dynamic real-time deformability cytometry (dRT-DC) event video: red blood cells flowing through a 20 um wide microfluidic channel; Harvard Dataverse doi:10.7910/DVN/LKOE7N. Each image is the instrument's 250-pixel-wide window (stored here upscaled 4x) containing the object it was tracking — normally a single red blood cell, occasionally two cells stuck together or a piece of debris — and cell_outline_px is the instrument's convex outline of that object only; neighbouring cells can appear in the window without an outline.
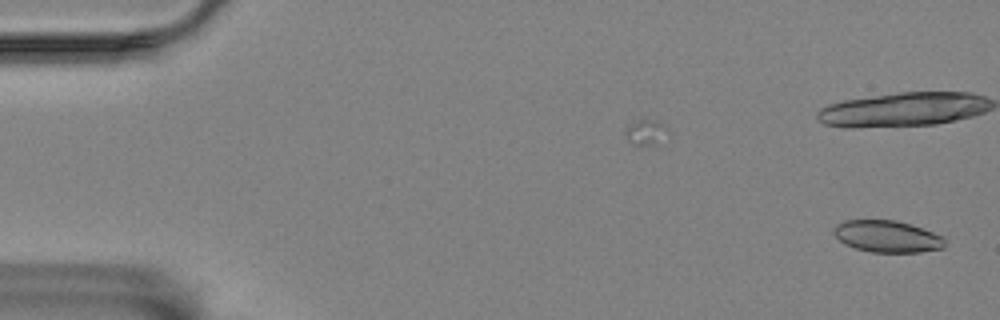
{"species": "Egyptian fruit bat (a non-hibernating species)", "species_latin": "Rousettus aegyptiacus", "temperature_condition": "room temperature", "stored_images_in_passage": 20, "camera_frame_rate_fps": 3000, "um_per_image_px": 0.085, "animal": {"sex": "female"}, "frame": {"image": 1, "passage_image": 1, "time_ms": 0.0, "image_size_px": [1000, 320], "cell_outline_px": [[944, 248], [920, 252], [872, 252], [856, 248], [844, 244], [832, 232], [832, 228], [836, 224], [844, 220], [896, 220], [944, 236]], "centroid_in_image_um": [75.38, 20.09], "position_along_channel_um": 9.6, "area_um2": 20.52}}